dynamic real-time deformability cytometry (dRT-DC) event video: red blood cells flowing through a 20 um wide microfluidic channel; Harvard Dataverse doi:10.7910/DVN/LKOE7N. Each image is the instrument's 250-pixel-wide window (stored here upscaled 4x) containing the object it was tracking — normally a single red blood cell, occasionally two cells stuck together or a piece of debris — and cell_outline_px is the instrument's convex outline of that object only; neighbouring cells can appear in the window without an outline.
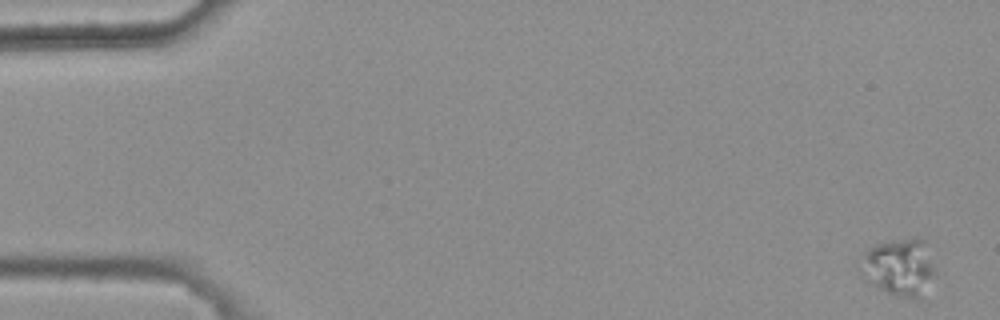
{"species": "common noctule bat (a hibernating species)", "species_latin": "Nyctalus noctula", "temperature_condition": "warm", "stored_images_in_passage": 6, "camera_frame_rate_fps": 3000, "um_per_image_px": 0.085, "animal": {"sex": "female", "body_mass_g": 25.1}, "frame": {"image": 1, "passage_image": 1, "time_ms": 0.0, "image_size_px": [1000, 320], "cell_outline_px": [[936, 272], [916, 300], [900, 296], [888, 292], [864, 280], [864, 256], [868, 248], [876, 244], [908, 240], [924, 240]], "centroid_in_image_um": [76.46, 22.73], "position_along_channel_um": 8.5, "area_um2": 23.47}}
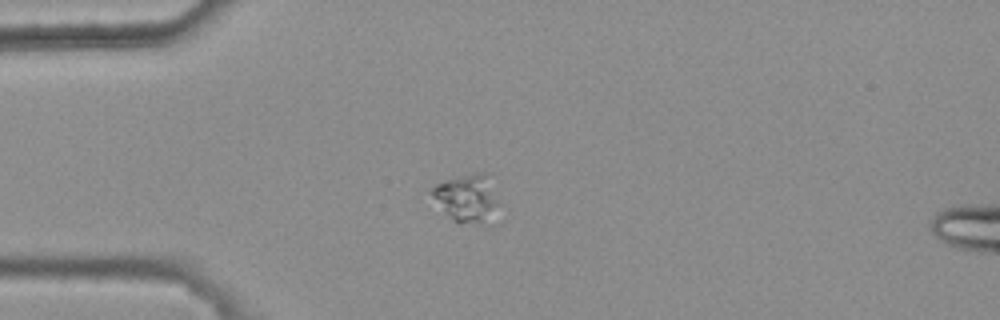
{"frame": {"image": 2, "passage_image": 4, "time_ms": 1.0, "image_size_px": [1000, 320], "cell_outline_px": [[500, 204], [480, 224], [460, 224], [452, 220], [432, 196], [432, 188], [436, 184], [472, 172], [484, 172]], "centroid_in_image_um": [39.66, 16.84], "position_along_channel_um": 45.3, "area_um2": 17.86}}
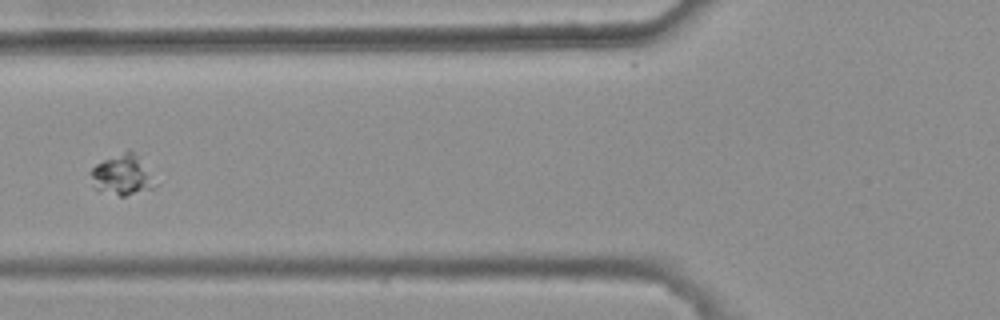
{"frame": {"image": 3, "passage_image": 6, "time_ms": 1.667, "image_size_px": [1000, 320], "cell_outline_px": [[160, 184], [152, 188], [124, 196], [120, 196], [96, 188], [92, 176], [92, 168], [96, 164], [104, 160], [124, 152], [132, 152], [136, 156]], "centroid_in_image_um": [10.45, 14.9], "position_along_channel_um": 115.4, "area_um2": 14.39}}